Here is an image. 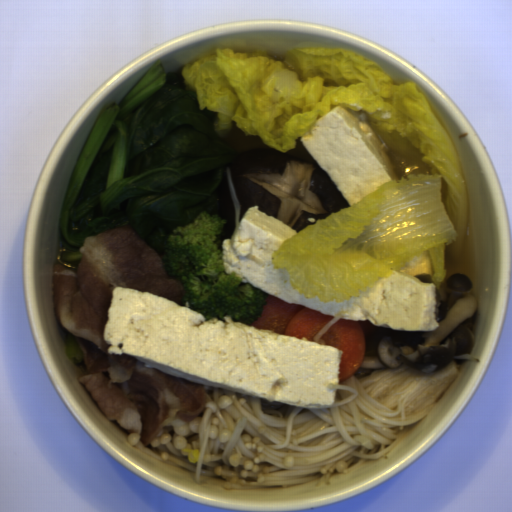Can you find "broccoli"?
I'll return each mask as SVG.
<instances>
[{
  "label": "broccoli",
  "mask_w": 512,
  "mask_h": 512,
  "mask_svg": "<svg viewBox=\"0 0 512 512\" xmlns=\"http://www.w3.org/2000/svg\"><path fill=\"white\" fill-rule=\"evenodd\" d=\"M225 223L226 218L201 212L171 230L160 259L168 276L184 286L180 307L202 314L205 321L226 323L224 317H231L251 326L262 316L270 294L226 272L221 241Z\"/></svg>",
  "instance_id": "1706d50b"
}]
</instances>
